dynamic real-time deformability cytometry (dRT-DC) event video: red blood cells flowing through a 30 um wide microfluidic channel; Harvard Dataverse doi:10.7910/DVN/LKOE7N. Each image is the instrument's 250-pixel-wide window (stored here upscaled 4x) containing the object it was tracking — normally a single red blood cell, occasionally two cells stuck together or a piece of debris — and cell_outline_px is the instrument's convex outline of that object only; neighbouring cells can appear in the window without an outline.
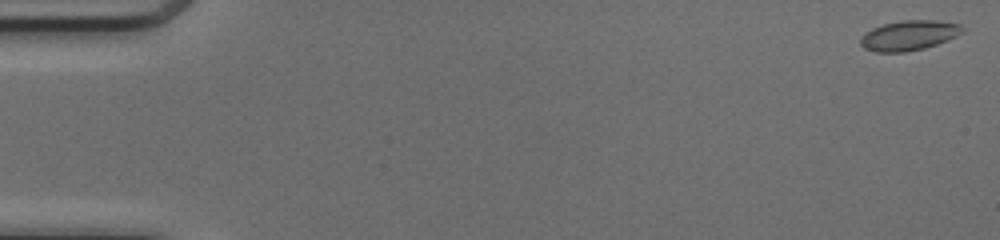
{"species": "common noctule bat (a hibernating species)", "species_latin": "Nyctalus noctula", "temperature_condition": "cold", "stored_images_in_passage": 50, "camera_frame_rate_fps": 3000, "um_per_image_px": 0.085, "animal": {"sex": "female", "body_mass_g": 17.0, "forearm_length_mm": 48.0}, "frame": {"image": 1, "passage_image": 1, "time_ms": 0.0, "image_size_px": [1000, 240], "cell_outline_px": [[964, 32], [948, 40], [924, 48], [904, 52], [876, 52], [864, 48], [860, 44], [860, 36], [864, 32], [872, 28], [884, 24], [904, 20], [936, 20], [960, 24], [964, 28]], "centroid_in_image_um": [77.25, 3.01], "position_along_channel_um": 7.7, "area_um2": 17.86}}
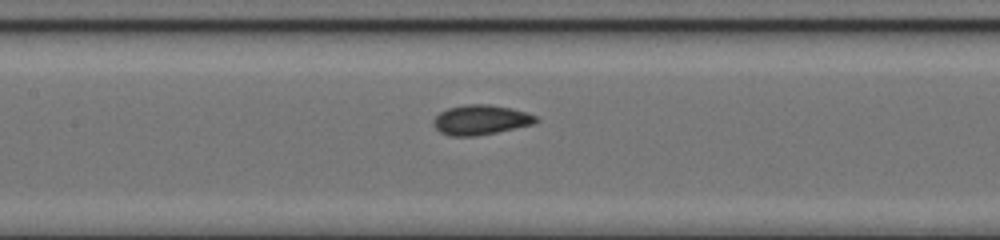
{"frame": {"image": 2, "passage_image": 24, "time_ms": 7.667, "image_size_px": [1000, 240], "cell_outline_px": [[540, 120], [536, 124], [476, 136], [448, 136], [440, 132], [432, 124], [432, 120], [440, 112], [448, 108], [464, 104], [488, 104], [512, 108], [536, 116]], "centroid_in_image_um": [40.86, 10.19], "position_along_channel_um": 166.5, "area_um2": 17.98}}
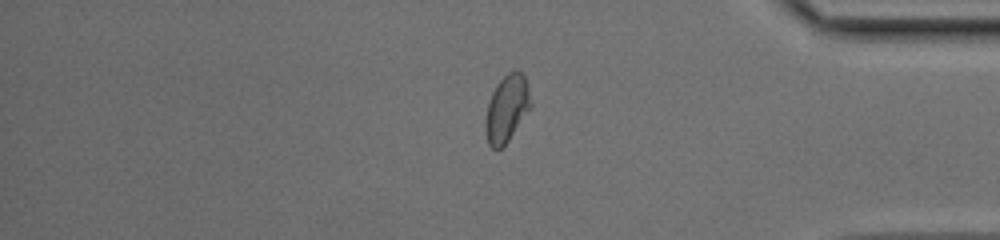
{"frame": {"image": 3, "passage_image": 42, "time_ms": 13.667, "image_size_px": [1000, 240], "cell_outline_px": [[532, 104], [508, 140], [496, 152], [488, 144], [484, 132], [484, 120], [488, 104], [492, 92], [496, 84], [508, 72], [524, 72], [532, 100]], "centroid_in_image_um": [43.05, 9.23], "position_along_channel_um": 392.2, "area_um2": 17.69}, "authors_computed_cell_mechanics": {"area_um2": 17.629, "velocity_mm_per_s": 4.1559, "shape_relaxation_time_tau1_ms": 3.7802, "shape_relaxation_time_tau2_ms": 1.0257, "deformation_change_tau1": 0.0946, "deformation_change_tau2": 0.0344}}